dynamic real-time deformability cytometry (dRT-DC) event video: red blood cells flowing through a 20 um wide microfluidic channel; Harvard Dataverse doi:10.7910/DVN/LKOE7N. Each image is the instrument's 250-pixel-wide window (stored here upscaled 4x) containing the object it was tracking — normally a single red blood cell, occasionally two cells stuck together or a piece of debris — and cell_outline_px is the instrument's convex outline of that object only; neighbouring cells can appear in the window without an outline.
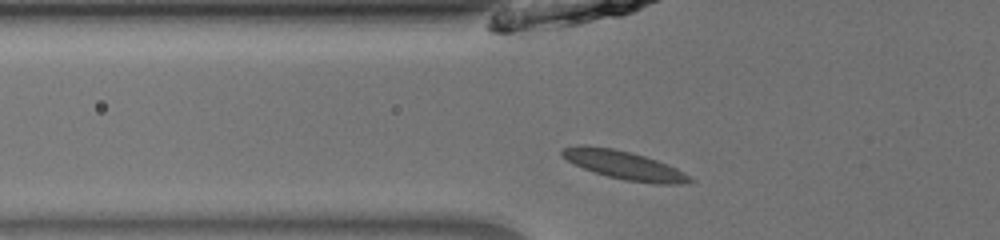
{"species": "common noctule bat (a hibernating species)", "species_latin": "Nyctalus noctula", "temperature_condition": "room temperature", "stored_images_in_passage": 43, "camera_frame_rate_fps": 3000, "um_per_image_px": 0.085, "animal": {"sex": "male", "body_mass_g": 13.0, "forearm_length_mm": 53.1}, "frame": {"image": 1, "passage_image": 10, "time_ms": 3.0, "image_size_px": [1000, 240], "cell_outline_px": [[696, 180], [684, 184], [656, 184], [624, 180], [608, 176], [584, 168], [568, 160], [560, 152], [560, 148], [576, 144], [584, 144], [616, 148], [632, 152], [668, 164], [692, 176]], "centroid_in_image_um": [53.08, 14.02], "position_along_channel_um": 72.7, "area_um2": 21.44}}
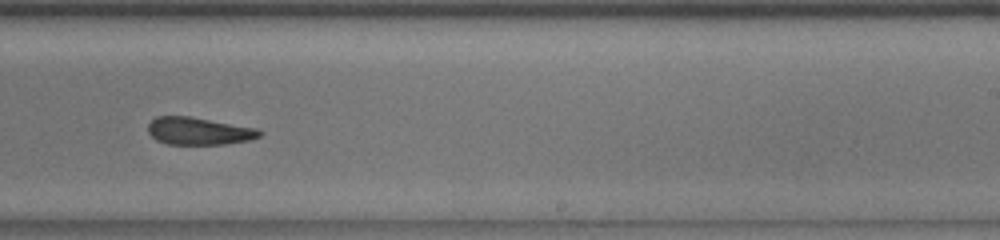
{"frame": {"image": 2, "passage_image": 25, "time_ms": 8.0, "image_size_px": [1000, 240], "cell_outline_px": [[264, 132], [260, 136], [252, 140], [224, 144], [168, 144], [156, 140], [148, 132], [148, 124], [156, 116], [192, 116], [256, 128]], "centroid_in_image_um": [16.91, 11.13], "position_along_channel_um": 272.1, "area_um2": 17.98}}
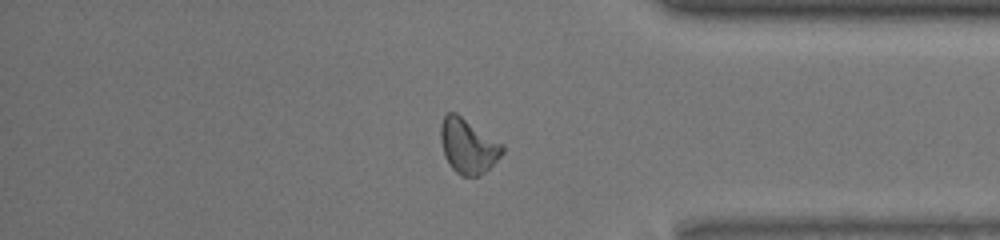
{"frame": {"image": 3, "passage_image": 35, "time_ms": 11.333, "image_size_px": [1000, 240], "cell_outline_px": [[504, 152], [480, 176], [460, 176], [452, 168], [444, 156], [440, 140], [440, 128], [444, 116], [448, 112], [456, 112], [504, 144]], "centroid_in_image_um": [39.78, 12.4], "position_along_channel_um": 395.4, "area_um2": 19.77}}